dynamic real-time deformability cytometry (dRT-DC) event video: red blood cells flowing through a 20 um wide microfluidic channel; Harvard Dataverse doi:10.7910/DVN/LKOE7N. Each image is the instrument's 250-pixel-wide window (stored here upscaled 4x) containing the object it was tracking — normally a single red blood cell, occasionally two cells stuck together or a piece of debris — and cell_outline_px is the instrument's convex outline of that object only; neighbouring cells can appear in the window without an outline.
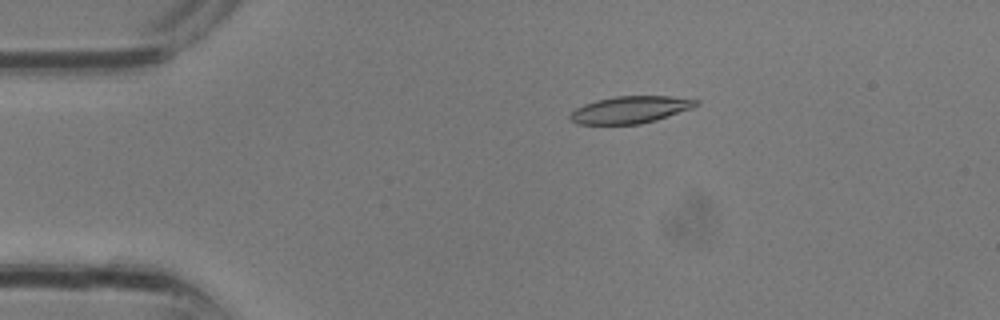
{"species": "common noctule bat (a hibernating species)", "species_latin": "Nyctalus noctula", "temperature_condition": "room temperature", "stored_images_in_passage": 13, "camera_frame_rate_fps": 3000, "um_per_image_px": 0.085, "animal": {"sex": "male", "body_mass_g": 13.3}, "frame": {"image": 1, "passage_image": 6, "time_ms": 1.667, "image_size_px": [1000, 320], "cell_outline_px": [[700, 104], [692, 108], [656, 120], [640, 124], [576, 124], [568, 116], [576, 108], [584, 104], [596, 100], [616, 96], [672, 96], [700, 100]], "centroid_in_image_um": [53.6, 9.32], "position_along_channel_um": 31.4, "area_um2": 19.88}}
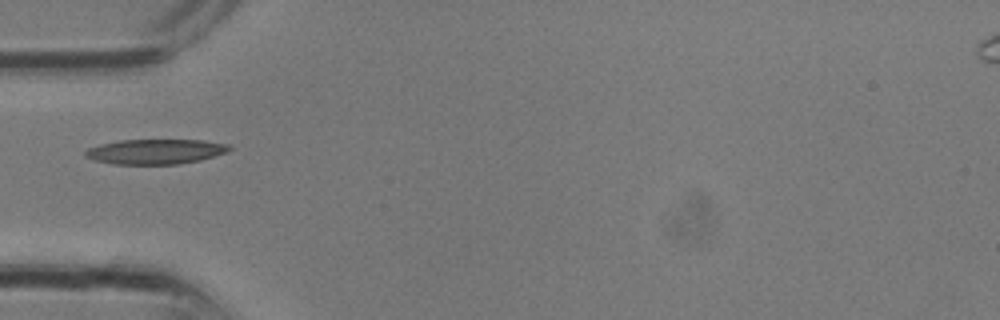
{"frame": {"image": 2, "passage_image": 10, "time_ms": 3.0, "image_size_px": [1000, 320], "cell_outline_px": [[232, 148], [228, 152], [200, 160], [176, 164], [112, 164], [92, 160], [84, 156], [84, 152], [88, 148], [100, 144], [120, 140], [200, 140], [228, 144]], "centroid_in_image_um": [13.18, 12.88], "position_along_channel_um": 71.8, "area_um2": 20.98}}
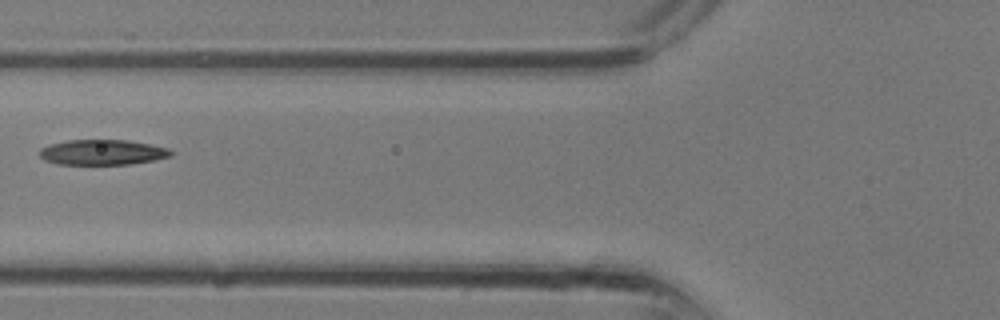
{"frame": {"image": 3, "passage_image": 12, "time_ms": 3.667, "image_size_px": [1000, 320], "cell_outline_px": [[172, 156], [156, 160], [132, 164], [56, 164], [44, 160], [40, 156], [40, 148], [48, 144], [68, 140], [128, 140], [168, 148], [172, 152]], "centroid_in_image_um": [8.69, 12.94], "position_along_channel_um": 117.1, "area_um2": 19.42}}